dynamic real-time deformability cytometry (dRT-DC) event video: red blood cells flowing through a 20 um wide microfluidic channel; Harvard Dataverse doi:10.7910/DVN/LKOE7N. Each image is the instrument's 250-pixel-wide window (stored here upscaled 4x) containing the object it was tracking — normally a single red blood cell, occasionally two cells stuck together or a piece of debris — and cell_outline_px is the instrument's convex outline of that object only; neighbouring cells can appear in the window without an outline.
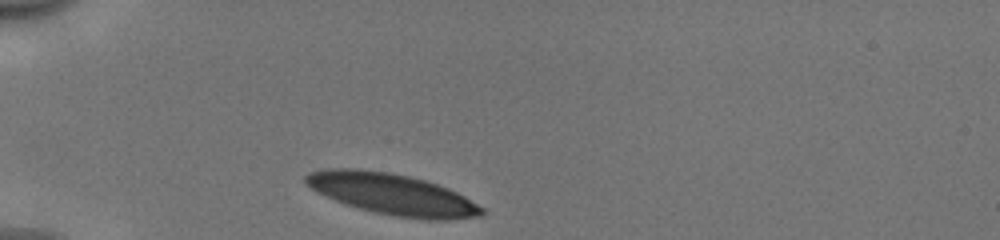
{"species": "human", "species_latin": "Homo sapiens", "temperature_condition": "cold", "stored_images_in_passage": 30, "camera_frame_rate_fps": 3000, "um_per_image_px": 0.085, "donor": {"sex": "male"}, "frame": {"image": 1, "passage_image": 1, "time_ms": 0.0, "image_size_px": [1000, 240], "cell_outline_px": [[484, 216], [452, 220], [428, 220], [392, 216], [372, 212], [336, 200], [316, 192], [304, 184], [304, 176], [312, 172], [328, 168], [356, 168], [388, 172], [408, 176], [424, 180], [448, 188], [464, 196], [484, 208]], "centroid_in_image_um": [33.35, 16.52], "position_along_channel_um": 51.6, "area_um2": 42.37}}
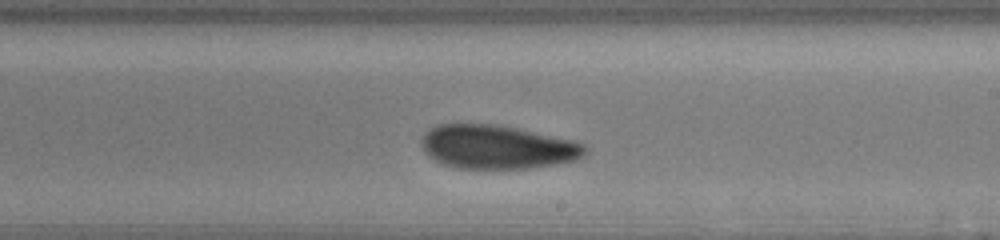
{"frame": {"image": 2, "passage_image": 18, "time_ms": 5.667, "image_size_px": [1000, 240], "cell_outline_px": [[588, 152], [584, 156], [576, 160], [556, 164], [532, 168], [456, 168], [440, 164], [428, 156], [424, 152], [424, 132], [440, 124], [500, 124], [572, 140], [584, 144], [588, 148]], "centroid_in_image_um": [42.3, 12.5], "position_along_channel_um": 246.7, "area_um2": 41.79}}
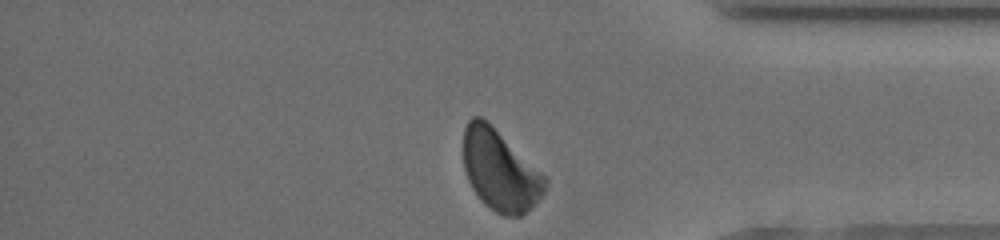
{"frame": {"image": 3, "passage_image": 30, "time_ms": 9.667, "image_size_px": [1000, 240], "cell_outline_px": [[548, 184], [544, 192], [532, 208], [520, 216], [504, 216], [496, 212], [484, 204], [480, 200], [472, 188], [468, 180], [464, 168], [464, 128], [468, 120], [472, 116], [480, 116], [540, 172], [548, 180]], "centroid_in_image_um": [42.48, 14.54], "position_along_channel_um": 392.7, "area_um2": 37.63}, "authors_computed_cell_mechanics": {"area_um2": 42.2229, "velocity_mm_per_s": 3.9219, "shape_relaxation_time_tau1_ms": 4.3955, "shape_relaxation_time_tau2_ms": 2.1426, "deformation_change_tau1": 0.1109, "deformation_change_tau2": 0.0814}}